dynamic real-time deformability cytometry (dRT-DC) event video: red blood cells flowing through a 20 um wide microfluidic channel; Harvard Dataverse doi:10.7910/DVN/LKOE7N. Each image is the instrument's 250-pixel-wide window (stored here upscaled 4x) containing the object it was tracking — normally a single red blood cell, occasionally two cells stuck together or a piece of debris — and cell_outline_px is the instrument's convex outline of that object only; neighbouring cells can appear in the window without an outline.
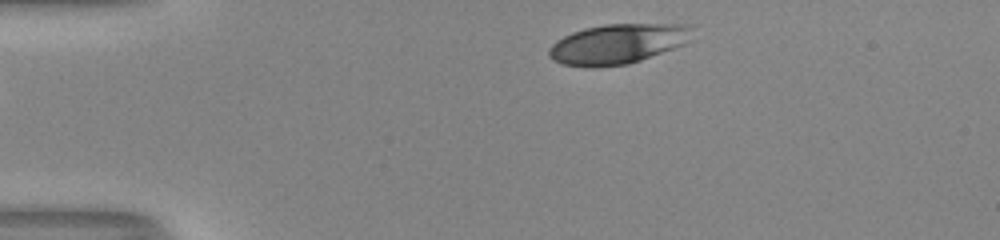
{"species": "human", "species_latin": "Homo sapiens", "temperature_condition": "room temperature", "stored_images_in_passage": 33, "camera_frame_rate_fps": 3000, "um_per_image_px": 0.085, "donor": {"sex": "male"}, "frame": {"image": 1, "passage_image": 1, "time_ms": 0.0, "image_size_px": [1000, 240], "cell_outline_px": [[696, 40], [640, 60], [628, 64], [596, 68], [592, 68], [564, 64], [552, 60], [548, 56], [548, 48], [556, 40], [572, 32], [584, 28], [604, 24], [692, 24]], "centroid_in_image_um": [52.56, 3.72], "position_along_channel_um": 32.4, "area_um2": 33.99}}
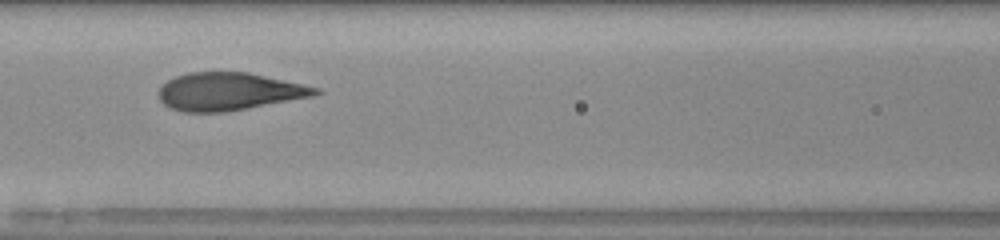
{"frame": {"image": 2, "passage_image": 14, "time_ms": 4.333, "image_size_px": [1000, 240], "cell_outline_px": [[324, 92], [312, 96], [248, 108], [224, 112], [184, 112], [172, 108], [164, 104], [160, 100], [160, 88], [168, 80], [176, 76], [188, 72], [248, 72], [320, 88]], "centroid_in_image_um": [19.48, 7.77], "position_along_channel_um": 147.1, "area_um2": 34.16}}
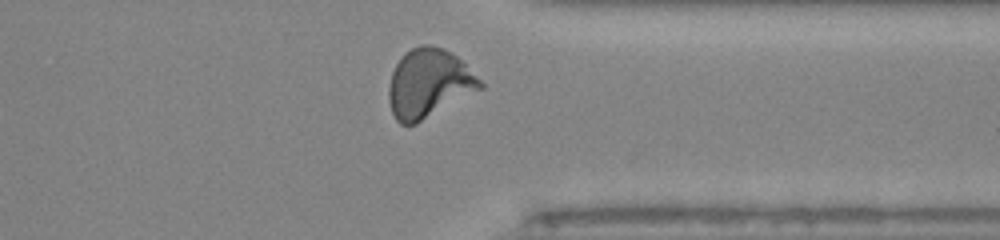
{"frame": {"image": 3, "passage_image": 31, "time_ms": 10.0, "image_size_px": [1000, 240], "cell_outline_px": [[484, 88], [416, 124], [400, 124], [396, 120], [392, 112], [388, 100], [388, 88], [392, 72], [396, 64], [404, 52], [420, 44], [428, 44], [444, 48], [456, 56], [484, 84]], "centroid_in_image_um": [36.43, 7.09], "position_along_channel_um": 375.0, "area_um2": 36.65}, "authors_computed_cell_mechanics": {"area_um2": 34.2754, "velocity_mm_per_s": 4.0602, "shape_relaxation_time_tau1_ms": 4.7062, "shape_relaxation_time_tau2_ms": null, "deformation_change_tau1": 0.2022, "deformation_change_tau2": null}}